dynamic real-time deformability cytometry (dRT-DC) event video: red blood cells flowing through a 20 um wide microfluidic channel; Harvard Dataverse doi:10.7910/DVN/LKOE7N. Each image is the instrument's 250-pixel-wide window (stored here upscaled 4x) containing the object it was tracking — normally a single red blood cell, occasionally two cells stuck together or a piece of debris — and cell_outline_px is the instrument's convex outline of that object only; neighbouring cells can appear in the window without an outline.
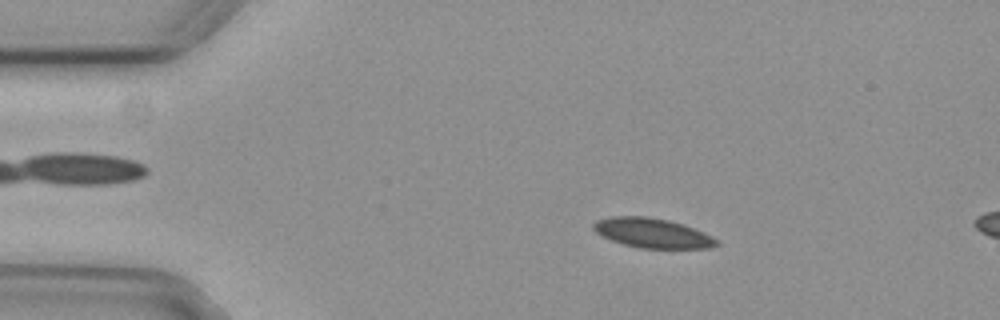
{"species": "common noctule bat (a hibernating species)", "species_latin": "Nyctalus noctula", "temperature_condition": "cold", "stored_images_in_passage": 5, "segment_of_instrument_passage": [1, 2], "camera_frame_rate_fps": 3000, "um_per_image_px": 0.085, "animal": {"sex": "female", "body_mass_g": 29.2, "forearm_length_mm": 56.3}, "frame": {"image": 1, "passage_image": 3, "time_ms": 0.667, "image_size_px": [1000, 320], "cell_outline_px": [[720, 244], [708, 248], [640, 248], [624, 244], [612, 240], [596, 232], [592, 228], [592, 224], [596, 220], [608, 216], [648, 216], [668, 220], [684, 224], [704, 232], [720, 240]], "centroid_in_image_um": [55.47, 19.79], "position_along_channel_um": 29.5, "area_um2": 21.39}}